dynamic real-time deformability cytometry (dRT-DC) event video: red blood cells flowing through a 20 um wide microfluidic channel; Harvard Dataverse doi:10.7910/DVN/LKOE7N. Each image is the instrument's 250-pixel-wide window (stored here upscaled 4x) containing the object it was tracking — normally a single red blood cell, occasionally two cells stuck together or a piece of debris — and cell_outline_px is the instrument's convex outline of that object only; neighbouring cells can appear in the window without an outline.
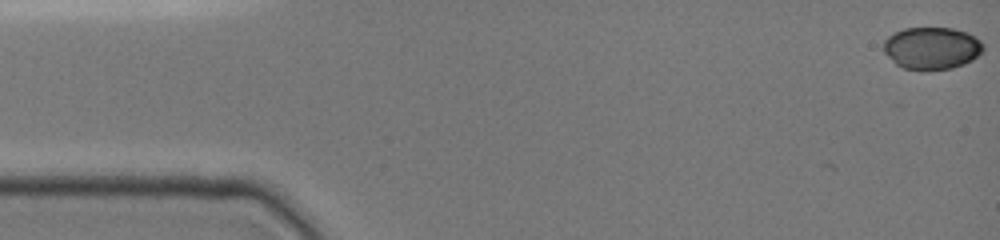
{"species": "common noctule bat (a hibernating species)", "species_latin": "Nyctalus noctula", "temperature_condition": "cold", "stored_images_in_passage": 3, "camera_frame_rate_fps": 3000, "um_per_image_px": 0.085, "animal": {"sex": "female", "body_mass_g": 19.0, "forearm_length_mm": 51.5}, "frame": {"image": 1, "passage_image": 1, "time_ms": 0.0, "image_size_px": [1000, 240], "cell_outline_px": [[984, 48], [972, 60], [964, 64], [952, 68], [904, 68], [896, 64], [884, 52], [884, 40], [888, 36], [904, 28], [952, 28], [968, 32], [976, 36], [984, 44]], "centroid_in_image_um": [79.22, 4.06], "position_along_channel_um": 5.8, "area_um2": 24.16}}